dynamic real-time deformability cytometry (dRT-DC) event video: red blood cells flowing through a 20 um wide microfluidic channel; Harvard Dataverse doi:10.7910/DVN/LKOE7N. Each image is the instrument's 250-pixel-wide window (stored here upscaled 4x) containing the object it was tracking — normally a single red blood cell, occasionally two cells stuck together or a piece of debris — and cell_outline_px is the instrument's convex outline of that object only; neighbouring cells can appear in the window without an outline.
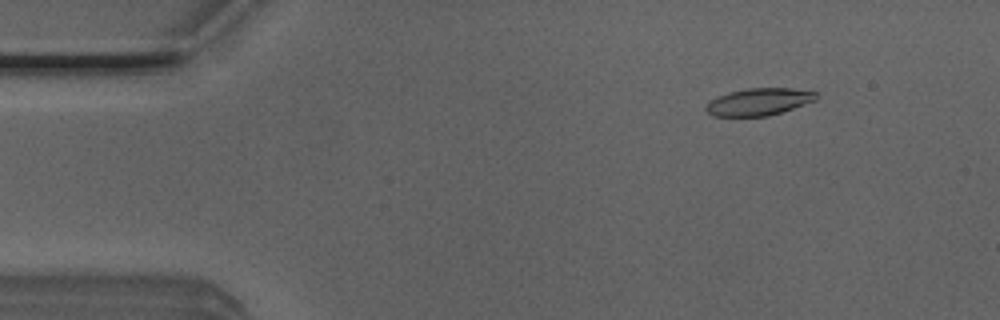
{"species": "Egyptian fruit bat (a non-hibernating species)", "species_latin": "Rousettus aegyptiacus", "temperature_condition": "room temperature", "stored_images_in_passage": 50, "camera_frame_rate_fps": 3000, "um_per_image_px": 0.085, "animal": {"sex": "male"}, "frame": {"image": 1, "passage_image": 6, "time_ms": 1.667, "image_size_px": [1000, 320], "cell_outline_px": [[816, 100], [768, 116], [712, 116], [704, 108], [716, 96], [728, 92], [748, 88], [792, 88], [816, 92]], "centroid_in_image_um": [64.47, 8.65], "position_along_channel_um": 20.5, "area_um2": 17.28}}
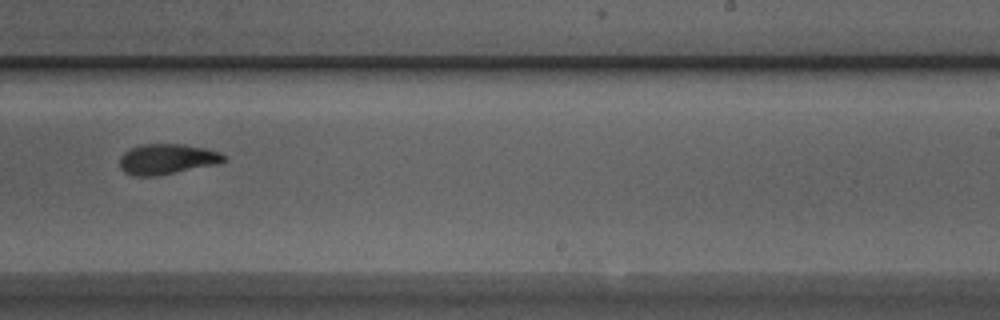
{"frame": {"image": 2, "passage_image": 31, "time_ms": 10.0, "image_size_px": [1000, 320], "cell_outline_px": [[228, 160], [220, 164], [156, 176], [136, 176], [124, 172], [120, 168], [120, 156], [124, 152], [140, 144], [184, 144], [204, 148], [220, 152], [228, 156]], "centroid_in_image_um": [14.25, 13.53], "position_along_channel_um": 274.8, "area_um2": 18.73}}
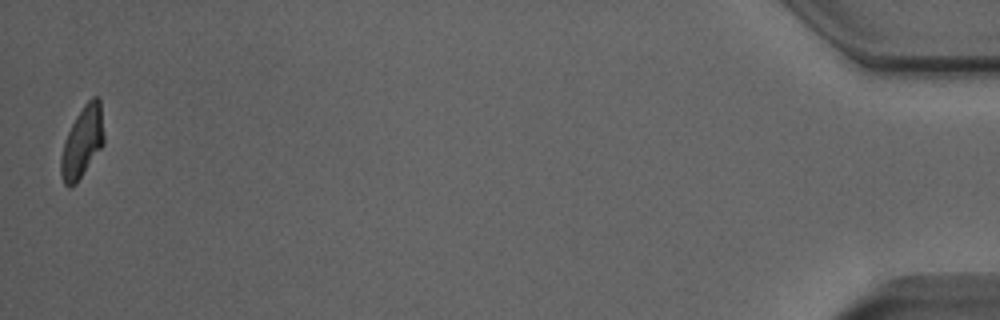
{"frame": {"image": 3, "passage_image": 50, "time_ms": 16.333, "image_size_px": [1000, 320], "cell_outline_px": [[104, 144], [76, 184], [68, 188], [64, 184], [60, 176], [60, 156], [64, 140], [76, 116], [84, 104], [92, 96], [96, 96], [100, 100], [104, 136]], "centroid_in_image_um": [6.98, 12.1], "position_along_channel_um": 428.2, "area_um2": 17.98}, "authors_computed_cell_mechanics": {"area_um2": 18.4382, "velocity_mm_per_s": 4.0182, "shape_relaxation_time_tau1_ms": 5.4039, "shape_relaxation_time_tau2_ms": 2.6482, "deformation_change_tau1": 0.1971, "deformation_change_tau2": 0.0914}}